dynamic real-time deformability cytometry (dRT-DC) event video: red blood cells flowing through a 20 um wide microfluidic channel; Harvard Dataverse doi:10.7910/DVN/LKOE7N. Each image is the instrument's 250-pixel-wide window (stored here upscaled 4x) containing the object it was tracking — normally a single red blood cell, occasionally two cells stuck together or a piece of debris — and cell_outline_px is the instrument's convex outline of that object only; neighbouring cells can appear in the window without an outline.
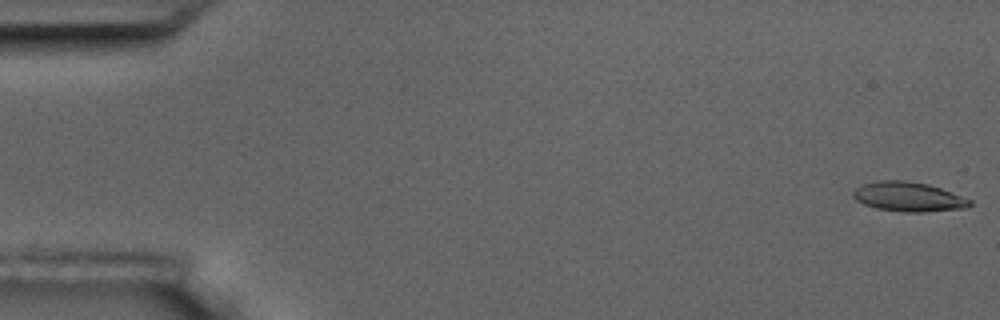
{"species": "common noctule bat (a hibernating species)", "species_latin": "Nyctalus noctula", "temperature_condition": "room temperature", "stored_images_in_passage": 56, "camera_frame_rate_fps": 3000, "um_per_image_px": 0.085, "animal": {"sex": "male", "body_mass_g": 17.5, "forearm_length_mm": 52.3}, "frame": {"image": 1, "passage_image": 1, "time_ms": 0.0, "image_size_px": [1000, 320], "cell_outline_px": [[972, 204], [968, 208], [924, 212], [904, 212], [876, 208], [864, 204], [856, 200], [852, 196], [852, 192], [860, 184], [876, 180], [904, 180], [928, 184], [940, 188], [972, 200]], "centroid_in_image_um": [77.2, 16.72], "position_along_channel_um": 7.8, "area_um2": 20.23}}
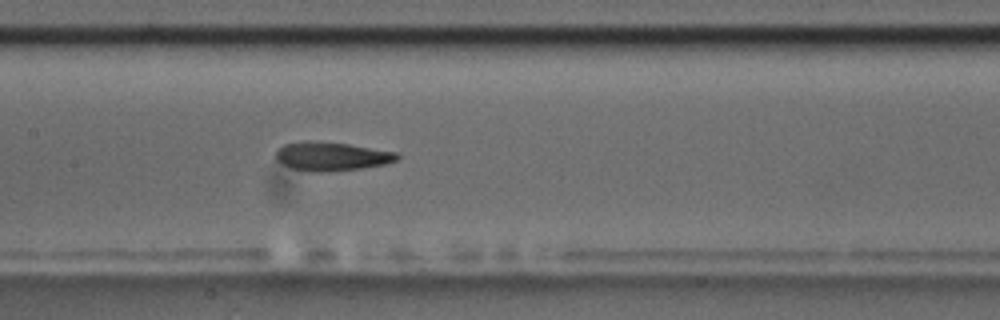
{"frame": {"image": 2, "passage_image": 27, "time_ms": 8.667, "image_size_px": [1000, 320], "cell_outline_px": [[400, 156], [396, 160], [384, 164], [360, 168], [328, 172], [316, 172], [292, 168], [280, 164], [276, 160], [276, 152], [284, 144], [308, 140], [348, 144], [396, 152]], "centroid_in_image_um": [28.15, 13.29], "position_along_channel_um": 179.3, "area_um2": 20.17}}
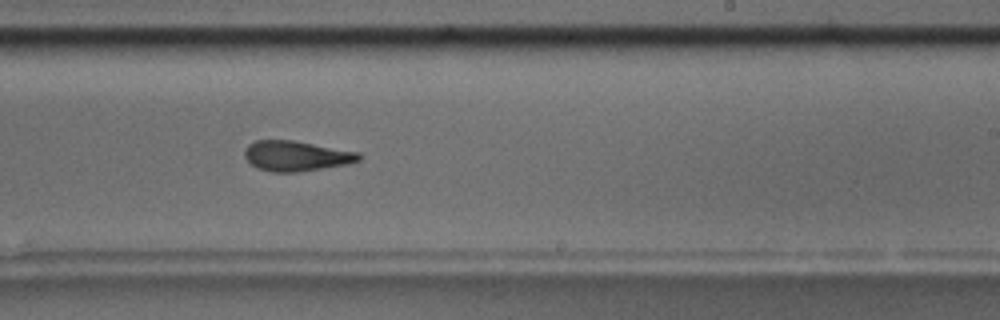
{"frame": {"image": 3, "passage_image": 34, "time_ms": 11.0, "image_size_px": [1000, 320], "cell_outline_px": [[364, 156], [360, 160], [348, 164], [296, 172], [272, 172], [256, 168], [244, 156], [244, 152], [248, 144], [256, 140], [292, 140], [360, 152]], "centroid_in_image_um": [25.2, 13.25], "position_along_channel_um": 263.8, "area_um2": 20.17}, "authors_computed_cell_mechanics": {"area_um2": 20.1722, "velocity_mm_per_s": 3.6396, "shape_relaxation_time_tau1_ms": 5.8357, "shape_relaxation_time_tau2_ms": 3.7339, "deformation_change_tau1": 0.1871, "deformation_change_tau2": 0.1429}}